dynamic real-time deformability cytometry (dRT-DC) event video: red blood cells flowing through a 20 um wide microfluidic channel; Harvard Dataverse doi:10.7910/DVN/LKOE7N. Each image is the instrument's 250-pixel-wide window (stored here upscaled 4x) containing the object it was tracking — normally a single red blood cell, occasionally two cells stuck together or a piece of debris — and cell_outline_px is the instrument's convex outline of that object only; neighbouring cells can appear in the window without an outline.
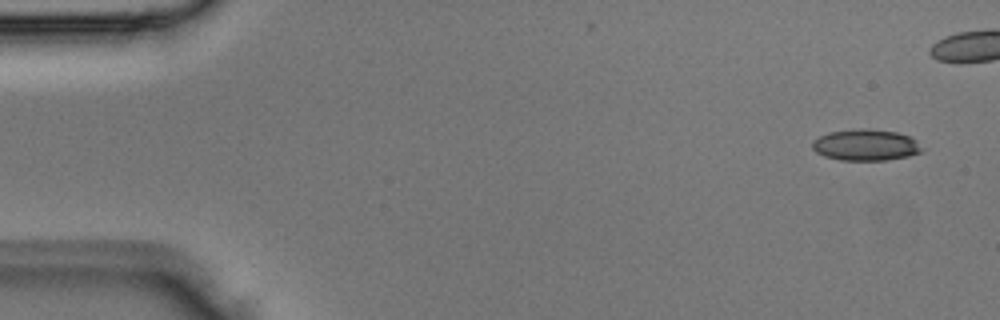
{"species": "Egyptian fruit bat (a non-hibernating species)", "species_latin": "Rousettus aegyptiacus", "temperature_condition": "room temperature", "stored_images_in_passage": 8, "camera_frame_rate_fps": 3000, "um_per_image_px": 0.085, "animal": {"sex": "male"}, "frame": {"image": 1, "passage_image": 1, "time_ms": 0.0, "image_size_px": [1000, 320], "cell_outline_px": [[924, 148], [920, 152], [908, 156], [884, 160], [840, 160], [824, 156], [816, 152], [812, 148], [812, 140], [828, 132], [860, 128], [868, 128], [896, 132], [908, 136], [916, 140]], "centroid_in_image_um": [73.57, 12.32], "position_along_channel_um": 11.4, "area_um2": 20.06}}
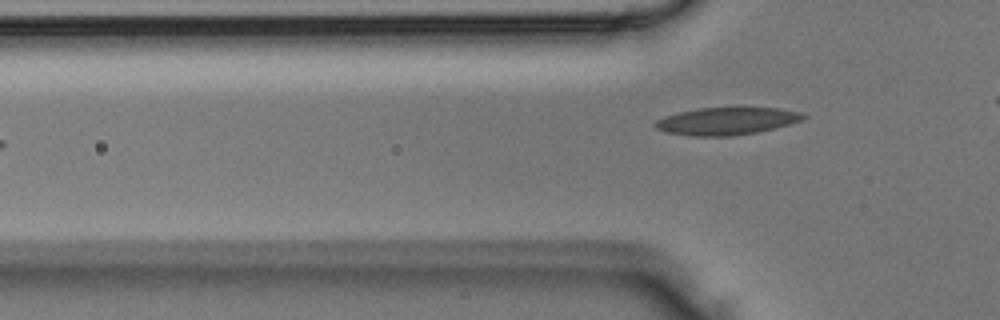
{"frame": {"image": 2, "passage_image": 5, "time_ms": 1.333, "image_size_px": [1000, 320], "cell_outline_px": [[808, 116], [800, 120], [776, 128], [756, 132], [732, 136], [692, 136], [668, 132], [656, 128], [652, 124], [656, 120], [664, 116], [680, 112], [700, 108], [780, 108], [800, 112]], "centroid_in_image_um": [61.75, 10.29], "position_along_channel_um": 64.0, "area_um2": 23.47}}
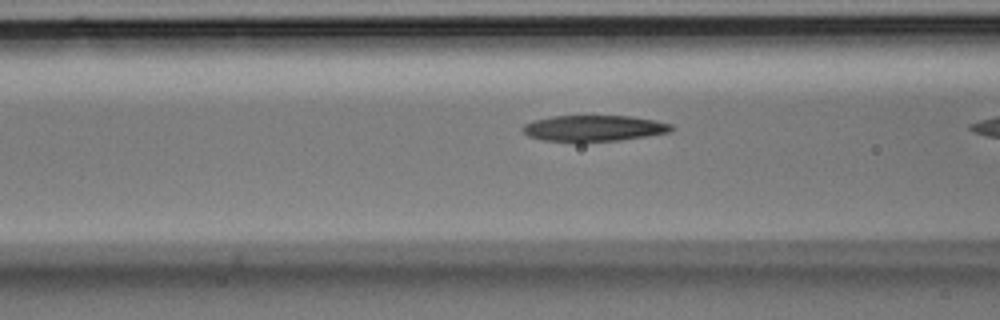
{"frame": {"image": 3, "passage_image": 7, "time_ms": 2.0, "image_size_px": [1000, 320], "cell_outline_px": [[676, 128], [668, 132], [648, 136], [620, 140], [580, 144], [576, 144], [544, 140], [528, 136], [520, 128], [524, 124], [536, 120], [552, 116], [632, 116], [672, 124]], "centroid_in_image_um": [50.45, 10.94], "position_along_channel_um": 116.2, "area_um2": 23.18}}